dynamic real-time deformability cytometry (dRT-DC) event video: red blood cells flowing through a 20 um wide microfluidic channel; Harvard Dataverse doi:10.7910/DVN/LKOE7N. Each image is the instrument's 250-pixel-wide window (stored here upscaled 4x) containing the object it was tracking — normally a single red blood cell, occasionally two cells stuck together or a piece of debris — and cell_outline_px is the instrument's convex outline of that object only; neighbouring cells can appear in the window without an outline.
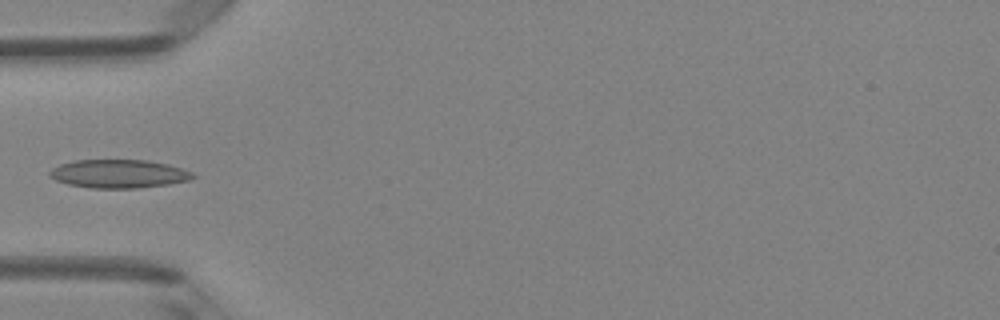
{"species": "Egyptian fruit bat (a non-hibernating species)", "species_latin": "Rousettus aegyptiacus", "temperature_condition": "room temperature", "stored_images_in_passage": 5, "camera_frame_rate_fps": 3000, "um_per_image_px": 0.085, "animal": {"sex": "female"}, "frame": {"image": 1, "passage_image": 4, "time_ms": 1.0, "image_size_px": [1000, 320], "cell_outline_px": [[196, 176], [192, 180], [168, 184], [136, 188], [92, 188], [68, 184], [56, 180], [48, 176], [48, 172], [52, 168], [60, 164], [72, 160], [148, 160], [168, 164], [192, 172]], "centroid_in_image_um": [10.08, 14.77], "position_along_channel_um": 74.9, "area_um2": 23.81}}
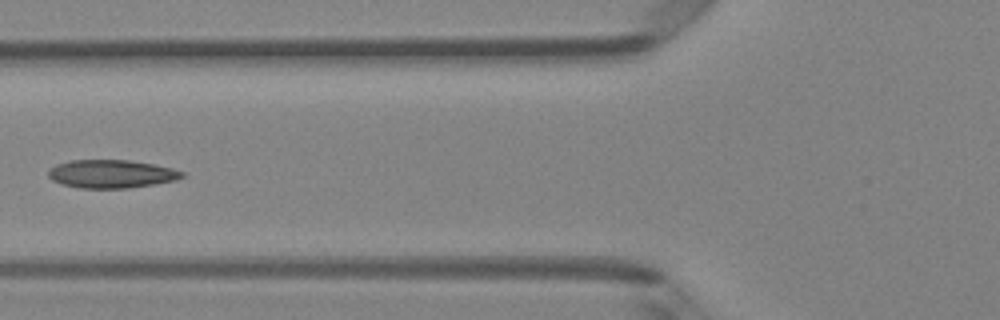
{"frame": {"image": 2, "passage_image": 5, "time_ms": 1.333, "image_size_px": [1000, 320], "cell_outline_px": [[184, 176], [176, 180], [128, 188], [80, 188], [64, 184], [52, 180], [48, 176], [48, 168], [56, 164], [72, 160], [128, 160], [152, 164], [172, 168], [184, 172]], "centroid_in_image_um": [9.44, 14.78], "position_along_channel_um": 116.4, "area_um2": 21.85}}